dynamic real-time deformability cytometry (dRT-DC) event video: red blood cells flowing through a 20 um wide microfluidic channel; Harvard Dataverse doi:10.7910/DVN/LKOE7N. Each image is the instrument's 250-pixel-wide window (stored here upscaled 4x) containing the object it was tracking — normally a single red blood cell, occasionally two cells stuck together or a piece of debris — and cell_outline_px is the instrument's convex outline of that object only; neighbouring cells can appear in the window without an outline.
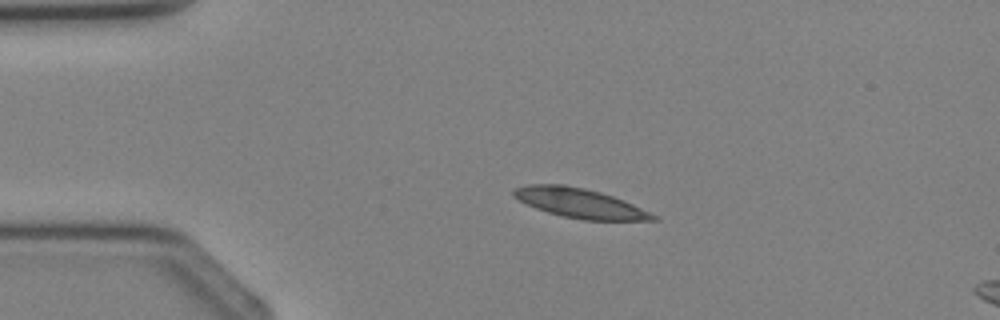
{"species": "Egyptian fruit bat (a non-hibernating species)", "species_latin": "Rousettus aegyptiacus", "temperature_condition": "cold", "stored_images_in_passage": 3, "segment_of_instrument_passage": [1, 2], "camera_frame_rate_fps": 3000, "um_per_image_px": 0.085, "animal": {"sex": "female"}, "frame": {"image": 1, "passage_image": 2, "time_ms": 1.0, "image_size_px": [1000, 320], "cell_outline_px": [[660, 220], [584, 220], [560, 216], [536, 208], [512, 196], [512, 188], [528, 184], [564, 184], [584, 188], [600, 192], [624, 200], [656, 216]], "centroid_in_image_um": [49.22, 17.25], "position_along_channel_um": 35.8, "area_um2": 23.81}}